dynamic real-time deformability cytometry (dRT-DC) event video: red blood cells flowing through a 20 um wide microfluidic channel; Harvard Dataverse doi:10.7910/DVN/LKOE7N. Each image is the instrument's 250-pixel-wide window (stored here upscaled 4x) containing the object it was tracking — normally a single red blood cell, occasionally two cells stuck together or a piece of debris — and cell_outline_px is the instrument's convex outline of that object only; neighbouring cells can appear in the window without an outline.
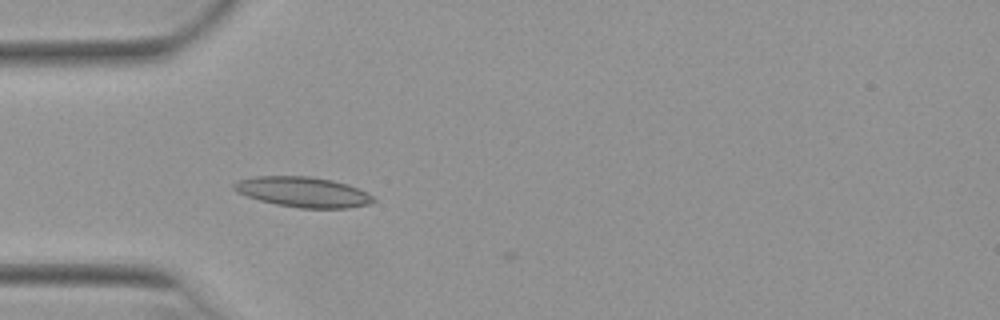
{"species": "Egyptian fruit bat (a non-hibernating species)", "species_latin": "Rousettus aegyptiacus", "temperature_condition": "warm", "stored_images_in_passage": 5, "camera_frame_rate_fps": 3000, "um_per_image_px": 0.085, "animal": {"sex": "female"}, "frame": {"image": 1, "passage_image": 4, "time_ms": 1.0, "image_size_px": [1000, 320], "cell_outline_px": [[376, 200], [368, 204], [348, 208], [300, 208], [276, 204], [260, 200], [236, 192], [232, 188], [232, 184], [240, 180], [256, 176], [312, 176], [332, 180], [348, 184], [372, 196]], "centroid_in_image_um": [25.73, 16.31], "position_along_channel_um": 59.3, "area_um2": 24.39}}